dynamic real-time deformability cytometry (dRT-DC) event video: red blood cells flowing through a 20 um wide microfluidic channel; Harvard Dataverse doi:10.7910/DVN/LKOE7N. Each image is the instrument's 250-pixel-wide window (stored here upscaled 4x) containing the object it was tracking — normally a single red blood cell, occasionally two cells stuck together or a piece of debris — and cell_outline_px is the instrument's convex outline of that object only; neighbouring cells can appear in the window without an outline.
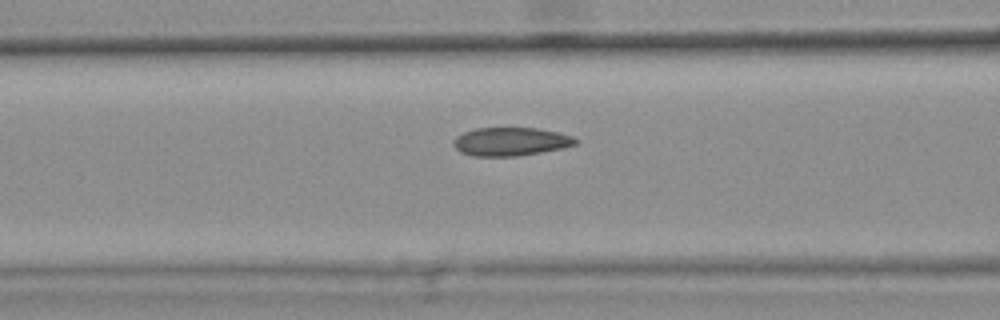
{"species": "common noctule bat (a hibernating species)", "species_latin": "Nyctalus noctula", "temperature_condition": "warm", "stored_images_in_passage": 48, "camera_frame_rate_fps": 3000, "um_per_image_px": 0.085, "animal": {"sex": "female", "body_mass_g": 25.1}, "frame": {"image": 1, "passage_image": 21, "time_ms": 6.667, "image_size_px": [1000, 320], "cell_outline_px": [[580, 140], [576, 144], [564, 148], [516, 156], [472, 156], [460, 152], [452, 144], [452, 140], [456, 136], [464, 132], [476, 128], [536, 128], [556, 132], [572, 136]], "centroid_in_image_um": [43.39, 12.04], "position_along_channel_um": 123.2, "area_um2": 20.23}, "authors_computed_cell_mechanics": {"area_um2": 20.4901, "velocity_mm_per_s": 3.7883, "shape_relaxation_time_tau1_ms": null, "shape_relaxation_time_tau2_ms": 1.9478, "deformation_change_tau1": null, "deformation_change_tau2": 0.0754}}